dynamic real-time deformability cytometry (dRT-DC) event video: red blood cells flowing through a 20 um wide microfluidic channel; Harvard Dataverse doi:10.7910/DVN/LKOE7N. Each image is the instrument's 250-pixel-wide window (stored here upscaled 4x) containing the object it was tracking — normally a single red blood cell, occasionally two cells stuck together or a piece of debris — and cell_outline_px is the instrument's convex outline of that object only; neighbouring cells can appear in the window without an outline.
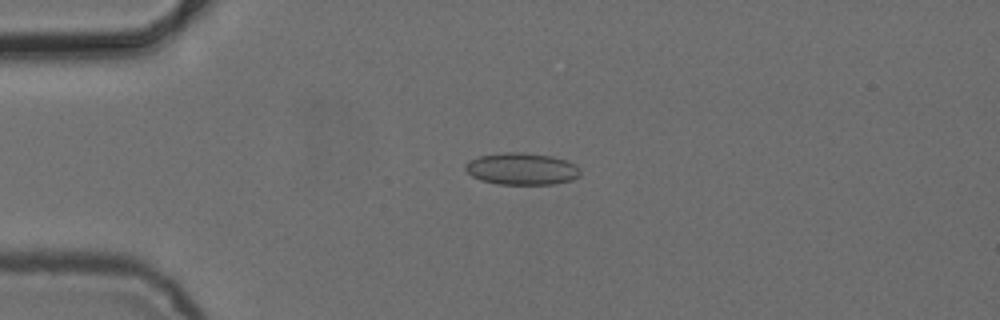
{"species": "common noctule bat (a hibernating species)", "species_latin": "Nyctalus noctula", "temperature_condition": "cold", "stored_images_in_passage": 4, "camera_frame_rate_fps": 3000, "um_per_image_px": 0.085, "animal": {"sex": "female", "body_mass_g": 24.6, "forearm_length_mm": 56.2}, "frame": {"image": 1, "passage_image": 3, "time_ms": 2.333, "image_size_px": [1000, 320], "cell_outline_px": [[580, 176], [572, 180], [552, 184], [496, 184], [480, 180], [472, 176], [464, 168], [464, 164], [468, 160], [480, 156], [504, 152], [524, 152], [552, 156], [568, 160], [576, 164], [580, 168]], "centroid_in_image_um": [44.36, 14.34], "position_along_channel_um": 40.6, "area_um2": 21.68}}